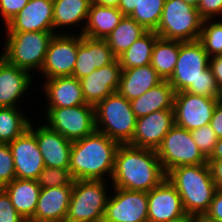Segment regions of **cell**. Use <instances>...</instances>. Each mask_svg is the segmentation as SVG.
<instances>
[{
	"label": "cell",
	"instance_id": "1",
	"mask_svg": "<svg viewBox=\"0 0 222 222\" xmlns=\"http://www.w3.org/2000/svg\"><path fill=\"white\" fill-rule=\"evenodd\" d=\"M165 178L156 150L120 144L111 177L112 187L149 192Z\"/></svg>",
	"mask_w": 222,
	"mask_h": 222
},
{
	"label": "cell",
	"instance_id": "2",
	"mask_svg": "<svg viewBox=\"0 0 222 222\" xmlns=\"http://www.w3.org/2000/svg\"><path fill=\"white\" fill-rule=\"evenodd\" d=\"M120 143L95 130L72 141L69 170L75 180H106L112 177Z\"/></svg>",
	"mask_w": 222,
	"mask_h": 222
},
{
	"label": "cell",
	"instance_id": "3",
	"mask_svg": "<svg viewBox=\"0 0 222 222\" xmlns=\"http://www.w3.org/2000/svg\"><path fill=\"white\" fill-rule=\"evenodd\" d=\"M166 178L180 195L185 212L204 216L218 188L209 164L179 166L168 171Z\"/></svg>",
	"mask_w": 222,
	"mask_h": 222
},
{
	"label": "cell",
	"instance_id": "4",
	"mask_svg": "<svg viewBox=\"0 0 222 222\" xmlns=\"http://www.w3.org/2000/svg\"><path fill=\"white\" fill-rule=\"evenodd\" d=\"M6 42L1 56L10 64L31 73L41 70L50 40L56 31H5Z\"/></svg>",
	"mask_w": 222,
	"mask_h": 222
},
{
	"label": "cell",
	"instance_id": "5",
	"mask_svg": "<svg viewBox=\"0 0 222 222\" xmlns=\"http://www.w3.org/2000/svg\"><path fill=\"white\" fill-rule=\"evenodd\" d=\"M94 108L97 131L120 144H128L132 140L137 118L130 101L117 91L100 101Z\"/></svg>",
	"mask_w": 222,
	"mask_h": 222
},
{
	"label": "cell",
	"instance_id": "6",
	"mask_svg": "<svg viewBox=\"0 0 222 222\" xmlns=\"http://www.w3.org/2000/svg\"><path fill=\"white\" fill-rule=\"evenodd\" d=\"M105 180H75L64 222H103L109 198Z\"/></svg>",
	"mask_w": 222,
	"mask_h": 222
},
{
	"label": "cell",
	"instance_id": "7",
	"mask_svg": "<svg viewBox=\"0 0 222 222\" xmlns=\"http://www.w3.org/2000/svg\"><path fill=\"white\" fill-rule=\"evenodd\" d=\"M203 19L198 9L183 0H165L155 33L166 40H199Z\"/></svg>",
	"mask_w": 222,
	"mask_h": 222
},
{
	"label": "cell",
	"instance_id": "8",
	"mask_svg": "<svg viewBox=\"0 0 222 222\" xmlns=\"http://www.w3.org/2000/svg\"><path fill=\"white\" fill-rule=\"evenodd\" d=\"M156 152L165 173L179 166L208 163L192 139L191 132L176 124L164 136Z\"/></svg>",
	"mask_w": 222,
	"mask_h": 222
},
{
	"label": "cell",
	"instance_id": "9",
	"mask_svg": "<svg viewBox=\"0 0 222 222\" xmlns=\"http://www.w3.org/2000/svg\"><path fill=\"white\" fill-rule=\"evenodd\" d=\"M209 56L199 40L180 41L178 60L167 80L175 93L186 91L197 95V81L209 67Z\"/></svg>",
	"mask_w": 222,
	"mask_h": 222
},
{
	"label": "cell",
	"instance_id": "10",
	"mask_svg": "<svg viewBox=\"0 0 222 222\" xmlns=\"http://www.w3.org/2000/svg\"><path fill=\"white\" fill-rule=\"evenodd\" d=\"M46 111V125L70 141L82 139L96 130L95 108L92 105L47 108Z\"/></svg>",
	"mask_w": 222,
	"mask_h": 222
},
{
	"label": "cell",
	"instance_id": "11",
	"mask_svg": "<svg viewBox=\"0 0 222 222\" xmlns=\"http://www.w3.org/2000/svg\"><path fill=\"white\" fill-rule=\"evenodd\" d=\"M81 43V34L72 33L54 34L49 42L45 61L40 72L51 79L54 77L73 76L76 64L78 45Z\"/></svg>",
	"mask_w": 222,
	"mask_h": 222
},
{
	"label": "cell",
	"instance_id": "12",
	"mask_svg": "<svg viewBox=\"0 0 222 222\" xmlns=\"http://www.w3.org/2000/svg\"><path fill=\"white\" fill-rule=\"evenodd\" d=\"M217 99L190 94L186 91L175 93L174 123L188 131L210 124Z\"/></svg>",
	"mask_w": 222,
	"mask_h": 222
},
{
	"label": "cell",
	"instance_id": "13",
	"mask_svg": "<svg viewBox=\"0 0 222 222\" xmlns=\"http://www.w3.org/2000/svg\"><path fill=\"white\" fill-rule=\"evenodd\" d=\"M113 189L114 194L108 198L103 222H148L147 192Z\"/></svg>",
	"mask_w": 222,
	"mask_h": 222
},
{
	"label": "cell",
	"instance_id": "14",
	"mask_svg": "<svg viewBox=\"0 0 222 222\" xmlns=\"http://www.w3.org/2000/svg\"><path fill=\"white\" fill-rule=\"evenodd\" d=\"M8 145L14 160L16 179L37 180L45 165L35 134L28 128Z\"/></svg>",
	"mask_w": 222,
	"mask_h": 222
},
{
	"label": "cell",
	"instance_id": "15",
	"mask_svg": "<svg viewBox=\"0 0 222 222\" xmlns=\"http://www.w3.org/2000/svg\"><path fill=\"white\" fill-rule=\"evenodd\" d=\"M174 124V110L155 111L137 118L135 131L128 145L156 150Z\"/></svg>",
	"mask_w": 222,
	"mask_h": 222
},
{
	"label": "cell",
	"instance_id": "16",
	"mask_svg": "<svg viewBox=\"0 0 222 222\" xmlns=\"http://www.w3.org/2000/svg\"><path fill=\"white\" fill-rule=\"evenodd\" d=\"M122 68L118 58L111 64L94 70L80 79L86 104L96 106L107 96L118 91Z\"/></svg>",
	"mask_w": 222,
	"mask_h": 222
},
{
	"label": "cell",
	"instance_id": "17",
	"mask_svg": "<svg viewBox=\"0 0 222 222\" xmlns=\"http://www.w3.org/2000/svg\"><path fill=\"white\" fill-rule=\"evenodd\" d=\"M33 126V123H30L29 129L35 134L44 165L69 169L72 141L45 124L36 128Z\"/></svg>",
	"mask_w": 222,
	"mask_h": 222
},
{
	"label": "cell",
	"instance_id": "18",
	"mask_svg": "<svg viewBox=\"0 0 222 222\" xmlns=\"http://www.w3.org/2000/svg\"><path fill=\"white\" fill-rule=\"evenodd\" d=\"M147 200L148 222H166L186 213L180 195L167 178L147 192Z\"/></svg>",
	"mask_w": 222,
	"mask_h": 222
},
{
	"label": "cell",
	"instance_id": "19",
	"mask_svg": "<svg viewBox=\"0 0 222 222\" xmlns=\"http://www.w3.org/2000/svg\"><path fill=\"white\" fill-rule=\"evenodd\" d=\"M117 57L106 40L92 39L81 34L73 76L78 80L88 76L94 70L113 63Z\"/></svg>",
	"mask_w": 222,
	"mask_h": 222
},
{
	"label": "cell",
	"instance_id": "20",
	"mask_svg": "<svg viewBox=\"0 0 222 222\" xmlns=\"http://www.w3.org/2000/svg\"><path fill=\"white\" fill-rule=\"evenodd\" d=\"M5 26L7 31H54L53 0H29Z\"/></svg>",
	"mask_w": 222,
	"mask_h": 222
},
{
	"label": "cell",
	"instance_id": "21",
	"mask_svg": "<svg viewBox=\"0 0 222 222\" xmlns=\"http://www.w3.org/2000/svg\"><path fill=\"white\" fill-rule=\"evenodd\" d=\"M31 76L29 71L10 64L0 55V107L19 108L18 100L33 84Z\"/></svg>",
	"mask_w": 222,
	"mask_h": 222
},
{
	"label": "cell",
	"instance_id": "22",
	"mask_svg": "<svg viewBox=\"0 0 222 222\" xmlns=\"http://www.w3.org/2000/svg\"><path fill=\"white\" fill-rule=\"evenodd\" d=\"M73 186L40 190L35 214L29 222H64Z\"/></svg>",
	"mask_w": 222,
	"mask_h": 222
},
{
	"label": "cell",
	"instance_id": "23",
	"mask_svg": "<svg viewBox=\"0 0 222 222\" xmlns=\"http://www.w3.org/2000/svg\"><path fill=\"white\" fill-rule=\"evenodd\" d=\"M43 86L49 104L47 108H65L86 104L81 82L75 77L46 79Z\"/></svg>",
	"mask_w": 222,
	"mask_h": 222
},
{
	"label": "cell",
	"instance_id": "24",
	"mask_svg": "<svg viewBox=\"0 0 222 222\" xmlns=\"http://www.w3.org/2000/svg\"><path fill=\"white\" fill-rule=\"evenodd\" d=\"M162 81L163 79L151 64L122 69L118 92L128 101H132Z\"/></svg>",
	"mask_w": 222,
	"mask_h": 222
},
{
	"label": "cell",
	"instance_id": "25",
	"mask_svg": "<svg viewBox=\"0 0 222 222\" xmlns=\"http://www.w3.org/2000/svg\"><path fill=\"white\" fill-rule=\"evenodd\" d=\"M123 16L116 7L101 6L92 2L86 25L82 26L80 34L92 39L105 40Z\"/></svg>",
	"mask_w": 222,
	"mask_h": 222
},
{
	"label": "cell",
	"instance_id": "26",
	"mask_svg": "<svg viewBox=\"0 0 222 222\" xmlns=\"http://www.w3.org/2000/svg\"><path fill=\"white\" fill-rule=\"evenodd\" d=\"M174 96V88L167 80H163L139 98L130 101V104L136 118H140L155 111L173 110Z\"/></svg>",
	"mask_w": 222,
	"mask_h": 222
},
{
	"label": "cell",
	"instance_id": "27",
	"mask_svg": "<svg viewBox=\"0 0 222 222\" xmlns=\"http://www.w3.org/2000/svg\"><path fill=\"white\" fill-rule=\"evenodd\" d=\"M17 212L29 222L35 214L41 187L36 180L14 179L3 187Z\"/></svg>",
	"mask_w": 222,
	"mask_h": 222
},
{
	"label": "cell",
	"instance_id": "28",
	"mask_svg": "<svg viewBox=\"0 0 222 222\" xmlns=\"http://www.w3.org/2000/svg\"><path fill=\"white\" fill-rule=\"evenodd\" d=\"M92 0H53V29L64 26L86 25Z\"/></svg>",
	"mask_w": 222,
	"mask_h": 222
},
{
	"label": "cell",
	"instance_id": "29",
	"mask_svg": "<svg viewBox=\"0 0 222 222\" xmlns=\"http://www.w3.org/2000/svg\"><path fill=\"white\" fill-rule=\"evenodd\" d=\"M146 32L147 30L136 20L129 16H123L119 24L105 40L113 54L118 58Z\"/></svg>",
	"mask_w": 222,
	"mask_h": 222
},
{
	"label": "cell",
	"instance_id": "30",
	"mask_svg": "<svg viewBox=\"0 0 222 222\" xmlns=\"http://www.w3.org/2000/svg\"><path fill=\"white\" fill-rule=\"evenodd\" d=\"M180 48L179 40L158 38L154 44L151 66L163 80H168L174 72Z\"/></svg>",
	"mask_w": 222,
	"mask_h": 222
},
{
	"label": "cell",
	"instance_id": "31",
	"mask_svg": "<svg viewBox=\"0 0 222 222\" xmlns=\"http://www.w3.org/2000/svg\"><path fill=\"white\" fill-rule=\"evenodd\" d=\"M158 38L155 31H147L137 39L118 57L121 68L131 69L151 64L153 47Z\"/></svg>",
	"mask_w": 222,
	"mask_h": 222
},
{
	"label": "cell",
	"instance_id": "32",
	"mask_svg": "<svg viewBox=\"0 0 222 222\" xmlns=\"http://www.w3.org/2000/svg\"><path fill=\"white\" fill-rule=\"evenodd\" d=\"M19 110L16 107H0V143L14 141L29 128L30 119Z\"/></svg>",
	"mask_w": 222,
	"mask_h": 222
},
{
	"label": "cell",
	"instance_id": "33",
	"mask_svg": "<svg viewBox=\"0 0 222 222\" xmlns=\"http://www.w3.org/2000/svg\"><path fill=\"white\" fill-rule=\"evenodd\" d=\"M165 0H137V5L129 17L136 20L147 31H156Z\"/></svg>",
	"mask_w": 222,
	"mask_h": 222
},
{
	"label": "cell",
	"instance_id": "34",
	"mask_svg": "<svg viewBox=\"0 0 222 222\" xmlns=\"http://www.w3.org/2000/svg\"><path fill=\"white\" fill-rule=\"evenodd\" d=\"M199 41L209 57L222 55V20L217 22H211V19L203 20Z\"/></svg>",
	"mask_w": 222,
	"mask_h": 222
},
{
	"label": "cell",
	"instance_id": "35",
	"mask_svg": "<svg viewBox=\"0 0 222 222\" xmlns=\"http://www.w3.org/2000/svg\"><path fill=\"white\" fill-rule=\"evenodd\" d=\"M36 181L41 189H44L59 186H73L75 179L69 169L45 166Z\"/></svg>",
	"mask_w": 222,
	"mask_h": 222
},
{
	"label": "cell",
	"instance_id": "36",
	"mask_svg": "<svg viewBox=\"0 0 222 222\" xmlns=\"http://www.w3.org/2000/svg\"><path fill=\"white\" fill-rule=\"evenodd\" d=\"M191 136L202 154L208 159L214 151L218 137L210 124L191 130Z\"/></svg>",
	"mask_w": 222,
	"mask_h": 222
},
{
	"label": "cell",
	"instance_id": "37",
	"mask_svg": "<svg viewBox=\"0 0 222 222\" xmlns=\"http://www.w3.org/2000/svg\"><path fill=\"white\" fill-rule=\"evenodd\" d=\"M16 179L15 165L8 143H0V188Z\"/></svg>",
	"mask_w": 222,
	"mask_h": 222
},
{
	"label": "cell",
	"instance_id": "38",
	"mask_svg": "<svg viewBox=\"0 0 222 222\" xmlns=\"http://www.w3.org/2000/svg\"><path fill=\"white\" fill-rule=\"evenodd\" d=\"M0 222H27L15 209L7 192L0 188Z\"/></svg>",
	"mask_w": 222,
	"mask_h": 222
},
{
	"label": "cell",
	"instance_id": "39",
	"mask_svg": "<svg viewBox=\"0 0 222 222\" xmlns=\"http://www.w3.org/2000/svg\"><path fill=\"white\" fill-rule=\"evenodd\" d=\"M197 95L217 99L218 86L210 67L203 72L197 81Z\"/></svg>",
	"mask_w": 222,
	"mask_h": 222
},
{
	"label": "cell",
	"instance_id": "40",
	"mask_svg": "<svg viewBox=\"0 0 222 222\" xmlns=\"http://www.w3.org/2000/svg\"><path fill=\"white\" fill-rule=\"evenodd\" d=\"M29 0H0V13L6 25L28 3Z\"/></svg>",
	"mask_w": 222,
	"mask_h": 222
},
{
	"label": "cell",
	"instance_id": "41",
	"mask_svg": "<svg viewBox=\"0 0 222 222\" xmlns=\"http://www.w3.org/2000/svg\"><path fill=\"white\" fill-rule=\"evenodd\" d=\"M197 9L203 20H213L214 16L222 14V0H200Z\"/></svg>",
	"mask_w": 222,
	"mask_h": 222
},
{
	"label": "cell",
	"instance_id": "42",
	"mask_svg": "<svg viewBox=\"0 0 222 222\" xmlns=\"http://www.w3.org/2000/svg\"><path fill=\"white\" fill-rule=\"evenodd\" d=\"M208 220L222 222V188H217L209 210L204 214Z\"/></svg>",
	"mask_w": 222,
	"mask_h": 222
},
{
	"label": "cell",
	"instance_id": "43",
	"mask_svg": "<svg viewBox=\"0 0 222 222\" xmlns=\"http://www.w3.org/2000/svg\"><path fill=\"white\" fill-rule=\"evenodd\" d=\"M209 67L215 77L218 88L222 86V55L209 58Z\"/></svg>",
	"mask_w": 222,
	"mask_h": 222
},
{
	"label": "cell",
	"instance_id": "44",
	"mask_svg": "<svg viewBox=\"0 0 222 222\" xmlns=\"http://www.w3.org/2000/svg\"><path fill=\"white\" fill-rule=\"evenodd\" d=\"M210 125L212 126V129L216 133L218 139L222 138V105L217 103L212 118Z\"/></svg>",
	"mask_w": 222,
	"mask_h": 222
},
{
	"label": "cell",
	"instance_id": "45",
	"mask_svg": "<svg viewBox=\"0 0 222 222\" xmlns=\"http://www.w3.org/2000/svg\"><path fill=\"white\" fill-rule=\"evenodd\" d=\"M211 170L212 179L218 188H222V159L221 160H208Z\"/></svg>",
	"mask_w": 222,
	"mask_h": 222
},
{
	"label": "cell",
	"instance_id": "46",
	"mask_svg": "<svg viewBox=\"0 0 222 222\" xmlns=\"http://www.w3.org/2000/svg\"><path fill=\"white\" fill-rule=\"evenodd\" d=\"M137 0H120L118 9L124 16H129L135 9Z\"/></svg>",
	"mask_w": 222,
	"mask_h": 222
},
{
	"label": "cell",
	"instance_id": "47",
	"mask_svg": "<svg viewBox=\"0 0 222 222\" xmlns=\"http://www.w3.org/2000/svg\"><path fill=\"white\" fill-rule=\"evenodd\" d=\"M198 216L190 214V213H185L177 218L170 219L166 222H197Z\"/></svg>",
	"mask_w": 222,
	"mask_h": 222
},
{
	"label": "cell",
	"instance_id": "48",
	"mask_svg": "<svg viewBox=\"0 0 222 222\" xmlns=\"http://www.w3.org/2000/svg\"><path fill=\"white\" fill-rule=\"evenodd\" d=\"M222 159V138L217 140L214 151L208 160H221Z\"/></svg>",
	"mask_w": 222,
	"mask_h": 222
},
{
	"label": "cell",
	"instance_id": "49",
	"mask_svg": "<svg viewBox=\"0 0 222 222\" xmlns=\"http://www.w3.org/2000/svg\"><path fill=\"white\" fill-rule=\"evenodd\" d=\"M93 3L101 5V6H107V7H119L120 0H92Z\"/></svg>",
	"mask_w": 222,
	"mask_h": 222
},
{
	"label": "cell",
	"instance_id": "50",
	"mask_svg": "<svg viewBox=\"0 0 222 222\" xmlns=\"http://www.w3.org/2000/svg\"><path fill=\"white\" fill-rule=\"evenodd\" d=\"M185 3L192 5L195 8H198L200 0H183Z\"/></svg>",
	"mask_w": 222,
	"mask_h": 222
},
{
	"label": "cell",
	"instance_id": "51",
	"mask_svg": "<svg viewBox=\"0 0 222 222\" xmlns=\"http://www.w3.org/2000/svg\"><path fill=\"white\" fill-rule=\"evenodd\" d=\"M217 103L222 105V86L218 88Z\"/></svg>",
	"mask_w": 222,
	"mask_h": 222
},
{
	"label": "cell",
	"instance_id": "52",
	"mask_svg": "<svg viewBox=\"0 0 222 222\" xmlns=\"http://www.w3.org/2000/svg\"><path fill=\"white\" fill-rule=\"evenodd\" d=\"M197 222H215V221L208 220L204 216H199Z\"/></svg>",
	"mask_w": 222,
	"mask_h": 222
}]
</instances>
